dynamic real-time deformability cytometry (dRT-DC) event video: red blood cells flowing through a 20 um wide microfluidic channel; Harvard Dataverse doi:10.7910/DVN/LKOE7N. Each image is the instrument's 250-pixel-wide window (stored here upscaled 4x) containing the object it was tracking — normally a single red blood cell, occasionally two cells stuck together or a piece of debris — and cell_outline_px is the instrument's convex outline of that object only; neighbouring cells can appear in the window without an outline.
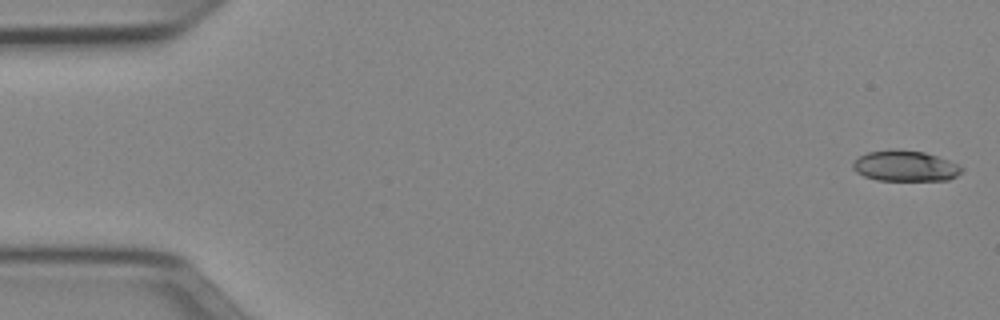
{"species": "Egyptian fruit bat (a non-hibernating species)", "species_latin": "Rousettus aegyptiacus", "temperature_condition": "cold", "stored_images_in_passage": 23, "camera_frame_rate_fps": 3000, "um_per_image_px": 0.085, "animal": {"sex": "female"}, "frame": {"image": 1, "passage_image": 1, "time_ms": 0.0, "image_size_px": [1000, 320], "cell_outline_px": [[964, 168], [956, 176], [948, 180], [876, 180], [864, 176], [856, 172], [852, 168], [852, 164], [860, 156], [868, 152], [924, 152], [948, 160]], "centroid_in_image_um": [76.95, 14.16], "position_along_channel_um": 8.1, "area_um2": 18.61}}
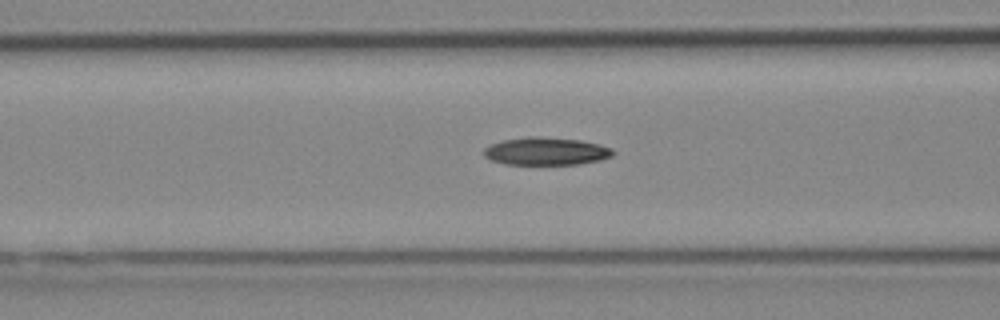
{"frame": {"image": 2, "passage_image": 20, "time_ms": 6.333, "image_size_px": [1000, 320], "cell_outline_px": [[616, 152], [612, 156], [600, 160], [580, 164], [504, 164], [492, 160], [484, 156], [484, 148], [492, 144], [504, 140], [532, 136], [536, 136], [580, 140], [600, 144], [612, 148]], "centroid_in_image_um": [46.46, 12.86], "position_along_channel_um": 120.1, "area_um2": 20.81}}
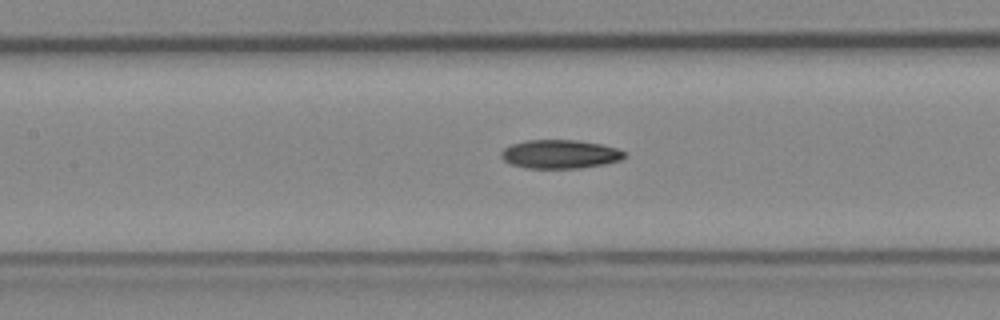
{"frame": {"image": 3, "passage_image": 23, "time_ms": 7.333, "image_size_px": [1000, 320], "cell_outline_px": [[628, 156], [620, 160], [604, 164], [580, 168], [528, 168], [508, 164], [500, 156], [500, 152], [504, 148], [512, 144], [524, 140], [576, 140], [600, 144], [616, 148], [624, 152]], "centroid_in_image_um": [47.57, 13.1], "position_along_channel_um": 159.8, "area_um2": 20.69}}